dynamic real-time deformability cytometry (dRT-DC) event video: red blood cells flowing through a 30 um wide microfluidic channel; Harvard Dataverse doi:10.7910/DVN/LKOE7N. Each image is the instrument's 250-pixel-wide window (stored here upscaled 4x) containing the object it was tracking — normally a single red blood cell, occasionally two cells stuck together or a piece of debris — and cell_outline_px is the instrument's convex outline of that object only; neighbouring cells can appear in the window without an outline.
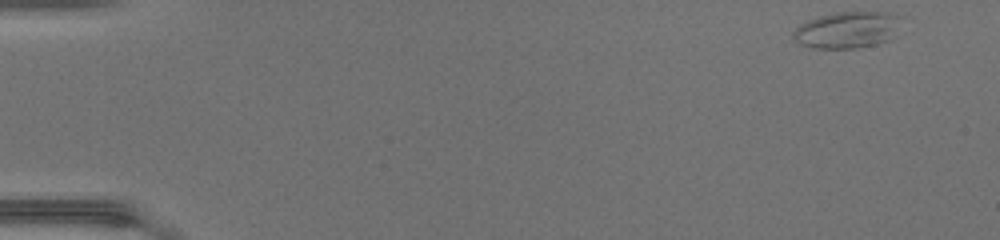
{"species": "common noctule bat (a hibernating species)", "species_latin": "Nyctalus noctula", "temperature_condition": "warm", "stored_images_in_passage": 46, "camera_frame_rate_fps": 3000, "um_per_image_px": 0.085, "animal": {"sex": "female", "body_mass_g": 17.0, "forearm_length_mm": 48.0}, "frame": {"image": 1, "passage_image": 1, "time_ms": 0.0, "image_size_px": [1000, 240], "cell_outline_px": [[896, 36], [888, 40], [856, 48], [816, 48], [800, 44], [796, 40], [796, 28], [812, 20], [844, 12], [868, 12], [896, 16]], "centroid_in_image_um": [72.02, 2.59], "position_along_channel_um": 13.0, "area_um2": 21.39}}
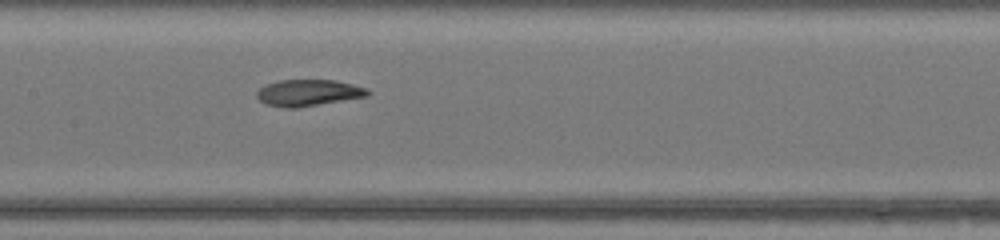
{"frame": {"image": 2, "passage_image": 23, "time_ms": 7.333, "image_size_px": [1000, 240], "cell_outline_px": [[368, 96], [296, 108], [284, 108], [268, 104], [260, 100], [256, 96], [256, 92], [260, 88], [268, 84], [280, 80], [332, 80], [352, 84], [364, 88], [368, 92]], "centroid_in_image_um": [26.17, 7.89], "position_along_channel_um": 181.2, "area_um2": 16.76}}
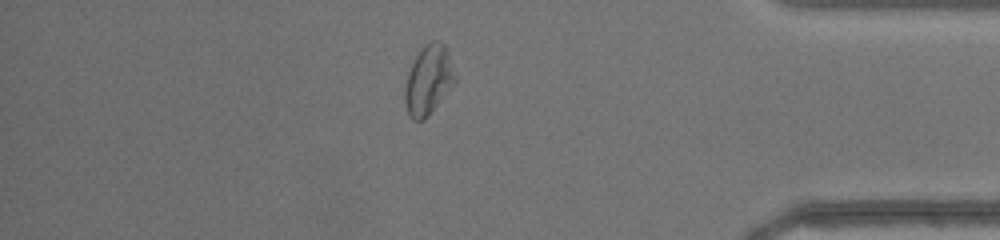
{"frame": {"image": 3, "passage_image": 40, "time_ms": 13.0, "image_size_px": [1000, 240], "cell_outline_px": [[456, 76], [428, 116], [424, 120], [412, 120], [408, 112], [404, 100], [404, 92], [408, 72], [416, 56], [424, 44], [432, 40], [444, 44]], "centroid_in_image_um": [36.36, 6.79], "position_along_channel_um": 398.8, "area_um2": 19.42}}